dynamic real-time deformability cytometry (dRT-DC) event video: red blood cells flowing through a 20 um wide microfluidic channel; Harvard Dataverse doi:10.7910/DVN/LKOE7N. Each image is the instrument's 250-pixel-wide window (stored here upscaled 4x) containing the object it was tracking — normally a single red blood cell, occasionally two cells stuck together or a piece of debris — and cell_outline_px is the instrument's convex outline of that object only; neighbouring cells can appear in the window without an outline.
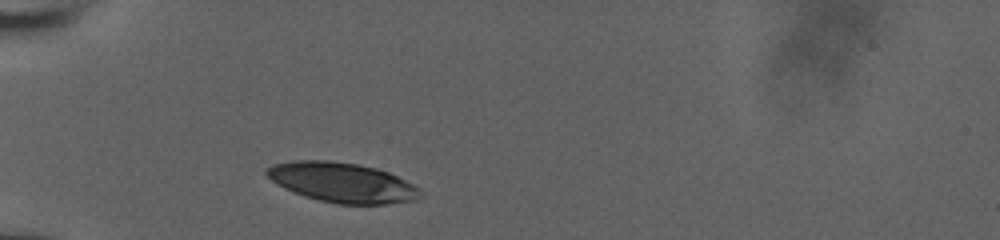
{"species": "human", "species_latin": "Homo sapiens", "temperature_condition": "room temperature", "stored_images_in_passage": 32, "camera_frame_rate_fps": 3000, "um_per_image_px": 0.085, "donor": {"sex": "male"}, "frame": {"image": 1, "passage_image": 1, "time_ms": 0.0, "image_size_px": [1000, 240], "cell_outline_px": [[420, 196], [416, 200], [388, 204], [336, 204], [304, 196], [292, 192], [284, 188], [272, 180], [264, 172], [272, 164], [292, 160], [328, 160], [356, 164], [376, 168], [388, 172], [420, 188]], "centroid_in_image_um": [29.06, 15.51], "position_along_channel_um": 55.9, "area_um2": 35.55}}
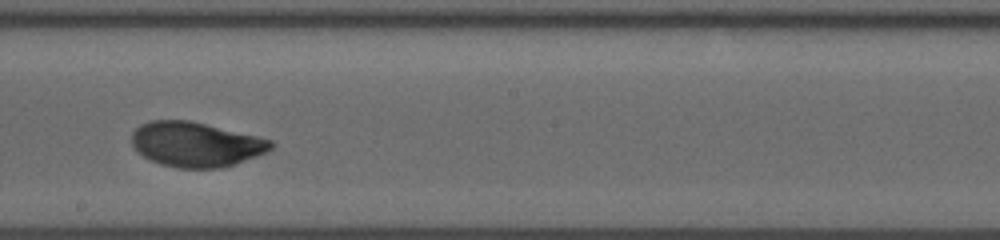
{"frame": {"image": 2, "passage_image": 16, "time_ms": 5.0, "image_size_px": [1000, 240], "cell_outline_px": [[276, 144], [272, 148], [256, 156], [236, 164], [220, 168], [176, 168], [160, 164], [136, 152], [132, 144], [132, 132], [140, 124], [148, 120], [188, 120], [256, 136], [272, 140]], "centroid_in_image_um": [16.62, 12.27], "position_along_channel_um": 231.6, "area_um2": 36.3}}
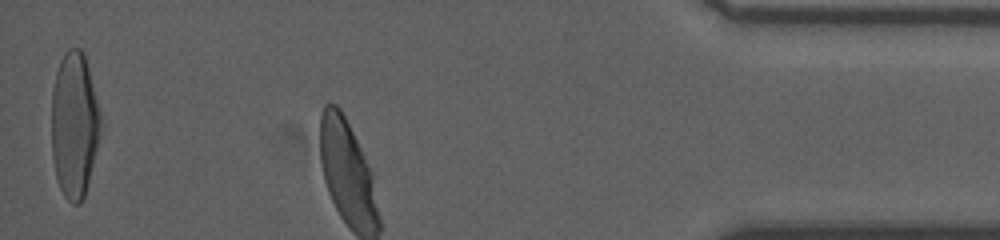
{"frame": {"image": 3, "passage_image": 32, "time_ms": 10.333, "image_size_px": [1000, 240], "cell_outline_px": [[104, 124], [84, 196], [80, 204], [72, 204], [64, 196], [60, 188], [56, 176], [52, 156], [52, 92], [56, 72], [60, 60], [64, 52], [68, 48], [80, 48], [84, 52]], "centroid_in_image_um": [6.34, 10.59], "position_along_channel_um": 428.9, "area_um2": 42.19}, "authors_computed_cell_mechanics": {"area_um2": 37.0209, "velocity_mm_per_s": 3.8872, "shape_relaxation_time_tau1_ms": 3.4829, "shape_relaxation_time_tau2_ms": null, "deformation_change_tau1": 0.1661, "deformation_change_tau2": null}}